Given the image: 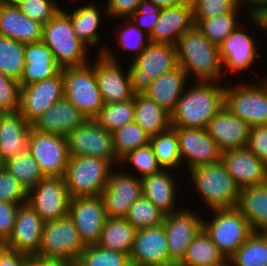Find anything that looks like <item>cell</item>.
Listing matches in <instances>:
<instances>
[{"label":"cell","mask_w":267,"mask_h":266,"mask_svg":"<svg viewBox=\"0 0 267 266\" xmlns=\"http://www.w3.org/2000/svg\"><path fill=\"white\" fill-rule=\"evenodd\" d=\"M196 81L184 91L171 114V127L206 128L225 105V84Z\"/></svg>","instance_id":"6da1fadb"},{"label":"cell","mask_w":267,"mask_h":266,"mask_svg":"<svg viewBox=\"0 0 267 266\" xmlns=\"http://www.w3.org/2000/svg\"><path fill=\"white\" fill-rule=\"evenodd\" d=\"M177 63L187 77L197 81H221L224 78L219 46L212 43L194 25L176 43Z\"/></svg>","instance_id":"7a4b0ae2"},{"label":"cell","mask_w":267,"mask_h":266,"mask_svg":"<svg viewBox=\"0 0 267 266\" xmlns=\"http://www.w3.org/2000/svg\"><path fill=\"white\" fill-rule=\"evenodd\" d=\"M189 176L198 199H202L209 210L236 208L241 188L228 173L222 161L190 169Z\"/></svg>","instance_id":"3957f363"},{"label":"cell","mask_w":267,"mask_h":266,"mask_svg":"<svg viewBox=\"0 0 267 266\" xmlns=\"http://www.w3.org/2000/svg\"><path fill=\"white\" fill-rule=\"evenodd\" d=\"M42 41L49 47L61 69L90 63L87 51L92 48L78 39L71 19L63 8L48 23L43 24Z\"/></svg>","instance_id":"277c9868"},{"label":"cell","mask_w":267,"mask_h":266,"mask_svg":"<svg viewBox=\"0 0 267 266\" xmlns=\"http://www.w3.org/2000/svg\"><path fill=\"white\" fill-rule=\"evenodd\" d=\"M128 65L133 94H144L153 80L178 66L176 46L151 42Z\"/></svg>","instance_id":"5b68a950"},{"label":"cell","mask_w":267,"mask_h":266,"mask_svg":"<svg viewBox=\"0 0 267 266\" xmlns=\"http://www.w3.org/2000/svg\"><path fill=\"white\" fill-rule=\"evenodd\" d=\"M114 168L103 158L70 157L64 176L70 198L100 196Z\"/></svg>","instance_id":"8992f818"},{"label":"cell","mask_w":267,"mask_h":266,"mask_svg":"<svg viewBox=\"0 0 267 266\" xmlns=\"http://www.w3.org/2000/svg\"><path fill=\"white\" fill-rule=\"evenodd\" d=\"M210 211L213 216L208 221L203 219L202 229L224 257L229 259L245 243L253 230L237 207Z\"/></svg>","instance_id":"52a82bcc"},{"label":"cell","mask_w":267,"mask_h":266,"mask_svg":"<svg viewBox=\"0 0 267 266\" xmlns=\"http://www.w3.org/2000/svg\"><path fill=\"white\" fill-rule=\"evenodd\" d=\"M64 97L87 119H95L104 105L98 89L95 69L88 63L80 67L62 69Z\"/></svg>","instance_id":"ba28073f"},{"label":"cell","mask_w":267,"mask_h":266,"mask_svg":"<svg viewBox=\"0 0 267 266\" xmlns=\"http://www.w3.org/2000/svg\"><path fill=\"white\" fill-rule=\"evenodd\" d=\"M100 51L90 64L95 69L98 89L104 104L123 102L134 97L128 70L120 67L115 51L107 46L99 47ZM108 48V49H107Z\"/></svg>","instance_id":"9c48e42d"},{"label":"cell","mask_w":267,"mask_h":266,"mask_svg":"<svg viewBox=\"0 0 267 266\" xmlns=\"http://www.w3.org/2000/svg\"><path fill=\"white\" fill-rule=\"evenodd\" d=\"M260 81L225 86V106L251 127L267 125V77Z\"/></svg>","instance_id":"30bf717a"},{"label":"cell","mask_w":267,"mask_h":266,"mask_svg":"<svg viewBox=\"0 0 267 266\" xmlns=\"http://www.w3.org/2000/svg\"><path fill=\"white\" fill-rule=\"evenodd\" d=\"M84 249L78 230L67 215L44 224L39 251L35 257L77 262Z\"/></svg>","instance_id":"8fae6325"},{"label":"cell","mask_w":267,"mask_h":266,"mask_svg":"<svg viewBox=\"0 0 267 266\" xmlns=\"http://www.w3.org/2000/svg\"><path fill=\"white\" fill-rule=\"evenodd\" d=\"M66 137L70 157L93 156L108 160L114 167L119 165L120 159L114 150L112 132L102 128L94 119H88Z\"/></svg>","instance_id":"7c38bea8"},{"label":"cell","mask_w":267,"mask_h":266,"mask_svg":"<svg viewBox=\"0 0 267 266\" xmlns=\"http://www.w3.org/2000/svg\"><path fill=\"white\" fill-rule=\"evenodd\" d=\"M45 177H64L69 162L67 137L31 128L28 149Z\"/></svg>","instance_id":"4fadbf2b"},{"label":"cell","mask_w":267,"mask_h":266,"mask_svg":"<svg viewBox=\"0 0 267 266\" xmlns=\"http://www.w3.org/2000/svg\"><path fill=\"white\" fill-rule=\"evenodd\" d=\"M27 203L45 223L66 217L70 196L64 177L43 178L28 191Z\"/></svg>","instance_id":"5bb4252c"},{"label":"cell","mask_w":267,"mask_h":266,"mask_svg":"<svg viewBox=\"0 0 267 266\" xmlns=\"http://www.w3.org/2000/svg\"><path fill=\"white\" fill-rule=\"evenodd\" d=\"M190 208H180L165 214L163 225L167 235L170 266H179L186 256L188 246L202 229L203 218Z\"/></svg>","instance_id":"9a60e30c"},{"label":"cell","mask_w":267,"mask_h":266,"mask_svg":"<svg viewBox=\"0 0 267 266\" xmlns=\"http://www.w3.org/2000/svg\"><path fill=\"white\" fill-rule=\"evenodd\" d=\"M115 169L111 171L101 197L107 217L125 218L129 208L142 195V182L132 174L134 172Z\"/></svg>","instance_id":"2e32d148"},{"label":"cell","mask_w":267,"mask_h":266,"mask_svg":"<svg viewBox=\"0 0 267 266\" xmlns=\"http://www.w3.org/2000/svg\"><path fill=\"white\" fill-rule=\"evenodd\" d=\"M68 216L85 247L98 244L107 219L101 195L70 198Z\"/></svg>","instance_id":"e0dca14e"},{"label":"cell","mask_w":267,"mask_h":266,"mask_svg":"<svg viewBox=\"0 0 267 266\" xmlns=\"http://www.w3.org/2000/svg\"><path fill=\"white\" fill-rule=\"evenodd\" d=\"M176 131L180 158L186 169L215 164L221 161L222 152L206 128L172 127Z\"/></svg>","instance_id":"ac0fdd59"},{"label":"cell","mask_w":267,"mask_h":266,"mask_svg":"<svg viewBox=\"0 0 267 266\" xmlns=\"http://www.w3.org/2000/svg\"><path fill=\"white\" fill-rule=\"evenodd\" d=\"M63 72L42 81L21 86L20 113L32 124L53 104L64 97Z\"/></svg>","instance_id":"d6986e66"},{"label":"cell","mask_w":267,"mask_h":266,"mask_svg":"<svg viewBox=\"0 0 267 266\" xmlns=\"http://www.w3.org/2000/svg\"><path fill=\"white\" fill-rule=\"evenodd\" d=\"M129 257L132 266H170L164 225L137 230Z\"/></svg>","instance_id":"ffe728a7"},{"label":"cell","mask_w":267,"mask_h":266,"mask_svg":"<svg viewBox=\"0 0 267 266\" xmlns=\"http://www.w3.org/2000/svg\"><path fill=\"white\" fill-rule=\"evenodd\" d=\"M44 224L41 216L28 203L19 205L12 234L3 245L18 253L35 257L39 251Z\"/></svg>","instance_id":"44dd1931"},{"label":"cell","mask_w":267,"mask_h":266,"mask_svg":"<svg viewBox=\"0 0 267 266\" xmlns=\"http://www.w3.org/2000/svg\"><path fill=\"white\" fill-rule=\"evenodd\" d=\"M221 161L241 189L267 182V165L247 147L222 152Z\"/></svg>","instance_id":"7402d4cb"},{"label":"cell","mask_w":267,"mask_h":266,"mask_svg":"<svg viewBox=\"0 0 267 266\" xmlns=\"http://www.w3.org/2000/svg\"><path fill=\"white\" fill-rule=\"evenodd\" d=\"M247 33L239 26L219 45L224 77L228 72L234 75L248 69L258 58L255 39Z\"/></svg>","instance_id":"603a6c76"},{"label":"cell","mask_w":267,"mask_h":266,"mask_svg":"<svg viewBox=\"0 0 267 266\" xmlns=\"http://www.w3.org/2000/svg\"><path fill=\"white\" fill-rule=\"evenodd\" d=\"M221 152L247 146L251 126L234 115L225 105L213 116L207 127Z\"/></svg>","instance_id":"cb8c5ba5"},{"label":"cell","mask_w":267,"mask_h":266,"mask_svg":"<svg viewBox=\"0 0 267 266\" xmlns=\"http://www.w3.org/2000/svg\"><path fill=\"white\" fill-rule=\"evenodd\" d=\"M194 25L193 6L191 0H186L176 6L161 9L149 37L154 43L176 45L178 39Z\"/></svg>","instance_id":"d4e9b609"},{"label":"cell","mask_w":267,"mask_h":266,"mask_svg":"<svg viewBox=\"0 0 267 266\" xmlns=\"http://www.w3.org/2000/svg\"><path fill=\"white\" fill-rule=\"evenodd\" d=\"M68 99L63 97L53 104L44 114L32 124V129L40 133H50L67 136L75 128L87 121Z\"/></svg>","instance_id":"484cf974"},{"label":"cell","mask_w":267,"mask_h":266,"mask_svg":"<svg viewBox=\"0 0 267 266\" xmlns=\"http://www.w3.org/2000/svg\"><path fill=\"white\" fill-rule=\"evenodd\" d=\"M0 35L24 44L43 38V24L22 13L15 4L0 6Z\"/></svg>","instance_id":"4316f807"},{"label":"cell","mask_w":267,"mask_h":266,"mask_svg":"<svg viewBox=\"0 0 267 266\" xmlns=\"http://www.w3.org/2000/svg\"><path fill=\"white\" fill-rule=\"evenodd\" d=\"M32 126L20 111L2 113L0 116V157L3 162L28 149Z\"/></svg>","instance_id":"83f0119b"},{"label":"cell","mask_w":267,"mask_h":266,"mask_svg":"<svg viewBox=\"0 0 267 266\" xmlns=\"http://www.w3.org/2000/svg\"><path fill=\"white\" fill-rule=\"evenodd\" d=\"M24 60L25 65L19 81L21 86L51 78L62 70L43 41L25 44Z\"/></svg>","instance_id":"f1b7e54d"},{"label":"cell","mask_w":267,"mask_h":266,"mask_svg":"<svg viewBox=\"0 0 267 266\" xmlns=\"http://www.w3.org/2000/svg\"><path fill=\"white\" fill-rule=\"evenodd\" d=\"M174 170L162 169L158 173L147 175L141 179L142 195L148 198L164 214L180 210L176 200L178 187L174 179ZM176 206V207H175Z\"/></svg>","instance_id":"f546056e"},{"label":"cell","mask_w":267,"mask_h":266,"mask_svg":"<svg viewBox=\"0 0 267 266\" xmlns=\"http://www.w3.org/2000/svg\"><path fill=\"white\" fill-rule=\"evenodd\" d=\"M188 81L186 73L178 65L173 70L153 80L144 95L171 113L185 88L187 89L185 84Z\"/></svg>","instance_id":"4dcf8cb0"},{"label":"cell","mask_w":267,"mask_h":266,"mask_svg":"<svg viewBox=\"0 0 267 266\" xmlns=\"http://www.w3.org/2000/svg\"><path fill=\"white\" fill-rule=\"evenodd\" d=\"M237 208L253 232L267 233V182L241 189Z\"/></svg>","instance_id":"1f68e13d"},{"label":"cell","mask_w":267,"mask_h":266,"mask_svg":"<svg viewBox=\"0 0 267 266\" xmlns=\"http://www.w3.org/2000/svg\"><path fill=\"white\" fill-rule=\"evenodd\" d=\"M98 5L93 4L92 2L86 5H81V7H75L71 13H65L70 17L71 23L75 33L77 34L78 39L85 44L88 48H95L99 46L101 36L98 33L100 24H102L103 15L107 16V11L102 10ZM105 12V13H103ZM103 14V15H102Z\"/></svg>","instance_id":"d6a6232c"},{"label":"cell","mask_w":267,"mask_h":266,"mask_svg":"<svg viewBox=\"0 0 267 266\" xmlns=\"http://www.w3.org/2000/svg\"><path fill=\"white\" fill-rule=\"evenodd\" d=\"M134 121L150 136L171 128V114L144 94L134 95Z\"/></svg>","instance_id":"836d02e7"},{"label":"cell","mask_w":267,"mask_h":266,"mask_svg":"<svg viewBox=\"0 0 267 266\" xmlns=\"http://www.w3.org/2000/svg\"><path fill=\"white\" fill-rule=\"evenodd\" d=\"M136 232L126 218L107 217L97 245L129 255Z\"/></svg>","instance_id":"e575fe53"},{"label":"cell","mask_w":267,"mask_h":266,"mask_svg":"<svg viewBox=\"0 0 267 266\" xmlns=\"http://www.w3.org/2000/svg\"><path fill=\"white\" fill-rule=\"evenodd\" d=\"M226 260L207 233L201 229L188 246L186 256L179 266H212L223 264Z\"/></svg>","instance_id":"d590c367"},{"label":"cell","mask_w":267,"mask_h":266,"mask_svg":"<svg viewBox=\"0 0 267 266\" xmlns=\"http://www.w3.org/2000/svg\"><path fill=\"white\" fill-rule=\"evenodd\" d=\"M244 5L241 2L232 12L217 15L211 18L194 19V24L198 29L215 45L219 46L231 32L235 31L241 21L237 15H240V9ZM237 14V15H236Z\"/></svg>","instance_id":"8d00e7d4"},{"label":"cell","mask_w":267,"mask_h":266,"mask_svg":"<svg viewBox=\"0 0 267 266\" xmlns=\"http://www.w3.org/2000/svg\"><path fill=\"white\" fill-rule=\"evenodd\" d=\"M228 260L230 266H267V233L253 232Z\"/></svg>","instance_id":"74e56055"},{"label":"cell","mask_w":267,"mask_h":266,"mask_svg":"<svg viewBox=\"0 0 267 266\" xmlns=\"http://www.w3.org/2000/svg\"><path fill=\"white\" fill-rule=\"evenodd\" d=\"M4 168L18 180L27 192L45 178L40 165L28 150L4 162Z\"/></svg>","instance_id":"f35d334b"},{"label":"cell","mask_w":267,"mask_h":266,"mask_svg":"<svg viewBox=\"0 0 267 266\" xmlns=\"http://www.w3.org/2000/svg\"><path fill=\"white\" fill-rule=\"evenodd\" d=\"M150 145L154 150L155 157L162 169H181L182 160L176 131L170 129L150 137Z\"/></svg>","instance_id":"ab89813d"},{"label":"cell","mask_w":267,"mask_h":266,"mask_svg":"<svg viewBox=\"0 0 267 266\" xmlns=\"http://www.w3.org/2000/svg\"><path fill=\"white\" fill-rule=\"evenodd\" d=\"M25 44L0 35V72L20 81L23 73Z\"/></svg>","instance_id":"60d3db41"},{"label":"cell","mask_w":267,"mask_h":266,"mask_svg":"<svg viewBox=\"0 0 267 266\" xmlns=\"http://www.w3.org/2000/svg\"><path fill=\"white\" fill-rule=\"evenodd\" d=\"M148 135L135 121L112 132L114 150L119 159L130 151L150 144Z\"/></svg>","instance_id":"b9f144b4"},{"label":"cell","mask_w":267,"mask_h":266,"mask_svg":"<svg viewBox=\"0 0 267 266\" xmlns=\"http://www.w3.org/2000/svg\"><path fill=\"white\" fill-rule=\"evenodd\" d=\"M102 128L113 132L134 121V97L127 101L104 104L94 119Z\"/></svg>","instance_id":"7bdbcfd3"},{"label":"cell","mask_w":267,"mask_h":266,"mask_svg":"<svg viewBox=\"0 0 267 266\" xmlns=\"http://www.w3.org/2000/svg\"><path fill=\"white\" fill-rule=\"evenodd\" d=\"M164 216L157 206L141 195L129 208L125 218L136 230H140L163 224Z\"/></svg>","instance_id":"ee69618b"},{"label":"cell","mask_w":267,"mask_h":266,"mask_svg":"<svg viewBox=\"0 0 267 266\" xmlns=\"http://www.w3.org/2000/svg\"><path fill=\"white\" fill-rule=\"evenodd\" d=\"M77 266H132L128 254L105 249L99 245L86 246Z\"/></svg>","instance_id":"f6af8a7d"},{"label":"cell","mask_w":267,"mask_h":266,"mask_svg":"<svg viewBox=\"0 0 267 266\" xmlns=\"http://www.w3.org/2000/svg\"><path fill=\"white\" fill-rule=\"evenodd\" d=\"M125 25L119 26L120 30H116V39L123 52L132 53L135 59L139 56L147 45L151 43L149 35L140 30L130 18H123ZM127 22V23H126Z\"/></svg>","instance_id":"bcb514c9"},{"label":"cell","mask_w":267,"mask_h":266,"mask_svg":"<svg viewBox=\"0 0 267 266\" xmlns=\"http://www.w3.org/2000/svg\"><path fill=\"white\" fill-rule=\"evenodd\" d=\"M127 163H130V165L132 164V168L136 170V176L141 179L162 170L150 144L130 151L120 159V165L124 166V164Z\"/></svg>","instance_id":"7dc6e473"},{"label":"cell","mask_w":267,"mask_h":266,"mask_svg":"<svg viewBox=\"0 0 267 266\" xmlns=\"http://www.w3.org/2000/svg\"><path fill=\"white\" fill-rule=\"evenodd\" d=\"M57 2V0H19L15 5L29 18L45 24L62 9Z\"/></svg>","instance_id":"c3c4849f"},{"label":"cell","mask_w":267,"mask_h":266,"mask_svg":"<svg viewBox=\"0 0 267 266\" xmlns=\"http://www.w3.org/2000/svg\"><path fill=\"white\" fill-rule=\"evenodd\" d=\"M242 0H191L193 19L211 18L232 12Z\"/></svg>","instance_id":"681fc988"},{"label":"cell","mask_w":267,"mask_h":266,"mask_svg":"<svg viewBox=\"0 0 267 266\" xmlns=\"http://www.w3.org/2000/svg\"><path fill=\"white\" fill-rule=\"evenodd\" d=\"M20 83L0 72V111L2 113L20 110Z\"/></svg>","instance_id":"f907efd6"},{"label":"cell","mask_w":267,"mask_h":266,"mask_svg":"<svg viewBox=\"0 0 267 266\" xmlns=\"http://www.w3.org/2000/svg\"><path fill=\"white\" fill-rule=\"evenodd\" d=\"M28 192L5 168L0 170V201L16 204L27 203Z\"/></svg>","instance_id":"816d5d0a"},{"label":"cell","mask_w":267,"mask_h":266,"mask_svg":"<svg viewBox=\"0 0 267 266\" xmlns=\"http://www.w3.org/2000/svg\"><path fill=\"white\" fill-rule=\"evenodd\" d=\"M160 11L161 9L152 2L142 0L137 10L129 18L140 30L150 35L158 21Z\"/></svg>","instance_id":"f5cc1de1"},{"label":"cell","mask_w":267,"mask_h":266,"mask_svg":"<svg viewBox=\"0 0 267 266\" xmlns=\"http://www.w3.org/2000/svg\"><path fill=\"white\" fill-rule=\"evenodd\" d=\"M246 147L267 165V125L251 127Z\"/></svg>","instance_id":"db71d44e"},{"label":"cell","mask_w":267,"mask_h":266,"mask_svg":"<svg viewBox=\"0 0 267 266\" xmlns=\"http://www.w3.org/2000/svg\"><path fill=\"white\" fill-rule=\"evenodd\" d=\"M20 204L0 201V243L4 244L12 234Z\"/></svg>","instance_id":"11a10c76"},{"label":"cell","mask_w":267,"mask_h":266,"mask_svg":"<svg viewBox=\"0 0 267 266\" xmlns=\"http://www.w3.org/2000/svg\"><path fill=\"white\" fill-rule=\"evenodd\" d=\"M142 0H107L104 9L107 11V19L129 18Z\"/></svg>","instance_id":"9f6ffc18"},{"label":"cell","mask_w":267,"mask_h":266,"mask_svg":"<svg viewBox=\"0 0 267 266\" xmlns=\"http://www.w3.org/2000/svg\"><path fill=\"white\" fill-rule=\"evenodd\" d=\"M31 257L18 253L2 245L0 247V266H24Z\"/></svg>","instance_id":"6f0895ef"},{"label":"cell","mask_w":267,"mask_h":266,"mask_svg":"<svg viewBox=\"0 0 267 266\" xmlns=\"http://www.w3.org/2000/svg\"><path fill=\"white\" fill-rule=\"evenodd\" d=\"M247 15L250 17L251 23H255L256 28L261 27L267 33V3L257 5Z\"/></svg>","instance_id":"680465c9"},{"label":"cell","mask_w":267,"mask_h":266,"mask_svg":"<svg viewBox=\"0 0 267 266\" xmlns=\"http://www.w3.org/2000/svg\"><path fill=\"white\" fill-rule=\"evenodd\" d=\"M38 266H77V262L65 259H48L38 257Z\"/></svg>","instance_id":"91938a15"},{"label":"cell","mask_w":267,"mask_h":266,"mask_svg":"<svg viewBox=\"0 0 267 266\" xmlns=\"http://www.w3.org/2000/svg\"><path fill=\"white\" fill-rule=\"evenodd\" d=\"M158 6L160 9L176 6L186 0H147Z\"/></svg>","instance_id":"94428289"},{"label":"cell","mask_w":267,"mask_h":266,"mask_svg":"<svg viewBox=\"0 0 267 266\" xmlns=\"http://www.w3.org/2000/svg\"><path fill=\"white\" fill-rule=\"evenodd\" d=\"M242 2H244V5H245V3H247V5H248V12H249V14H250V11L254 8V7H256L257 5H259V4H264V3H267V0H242ZM250 5V6H249ZM249 8H250V10H249Z\"/></svg>","instance_id":"6125c7cd"},{"label":"cell","mask_w":267,"mask_h":266,"mask_svg":"<svg viewBox=\"0 0 267 266\" xmlns=\"http://www.w3.org/2000/svg\"><path fill=\"white\" fill-rule=\"evenodd\" d=\"M24 266H38V257H31Z\"/></svg>","instance_id":"be15d7a7"},{"label":"cell","mask_w":267,"mask_h":266,"mask_svg":"<svg viewBox=\"0 0 267 266\" xmlns=\"http://www.w3.org/2000/svg\"><path fill=\"white\" fill-rule=\"evenodd\" d=\"M19 0H2V5L5 4H16Z\"/></svg>","instance_id":"e7e4bbea"},{"label":"cell","mask_w":267,"mask_h":266,"mask_svg":"<svg viewBox=\"0 0 267 266\" xmlns=\"http://www.w3.org/2000/svg\"><path fill=\"white\" fill-rule=\"evenodd\" d=\"M212 266H230L229 260L227 259L223 264L212 265Z\"/></svg>","instance_id":"03108f58"},{"label":"cell","mask_w":267,"mask_h":266,"mask_svg":"<svg viewBox=\"0 0 267 266\" xmlns=\"http://www.w3.org/2000/svg\"><path fill=\"white\" fill-rule=\"evenodd\" d=\"M4 168V162L2 161L1 157H0V170Z\"/></svg>","instance_id":"003e7915"}]
</instances>
